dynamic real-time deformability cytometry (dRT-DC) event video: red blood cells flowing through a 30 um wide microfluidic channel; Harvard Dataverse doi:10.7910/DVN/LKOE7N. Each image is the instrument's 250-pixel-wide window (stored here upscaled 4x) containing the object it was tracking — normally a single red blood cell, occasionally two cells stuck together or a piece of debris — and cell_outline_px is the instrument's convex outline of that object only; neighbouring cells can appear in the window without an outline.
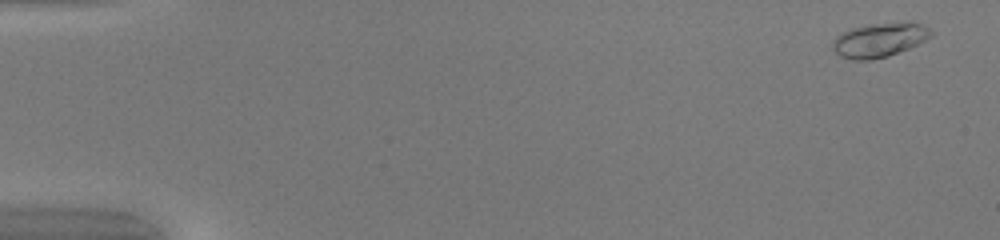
{"species": "common noctule bat (a hibernating species)", "species_latin": "Nyctalus noctula", "temperature_condition": "warm", "stored_images_in_passage": 45, "camera_frame_rate_fps": 3000, "um_per_image_px": 0.085, "animal": {"sex": "female", "body_mass_g": 20.0, "forearm_length_mm": 54.0}, "frame": {"image": 1, "passage_image": 3, "time_ms": 0.667, "image_size_px": [1000, 240], "cell_outline_px": [[932, 36], [908, 48], [888, 56], [872, 60], [852, 60], [840, 56], [832, 48], [832, 40], [836, 36], [848, 28], [872, 24], [920, 24], [928, 28], [932, 32]], "centroid_in_image_um": [74.65, 3.43], "position_along_channel_um": 10.3, "area_um2": 19.13}}
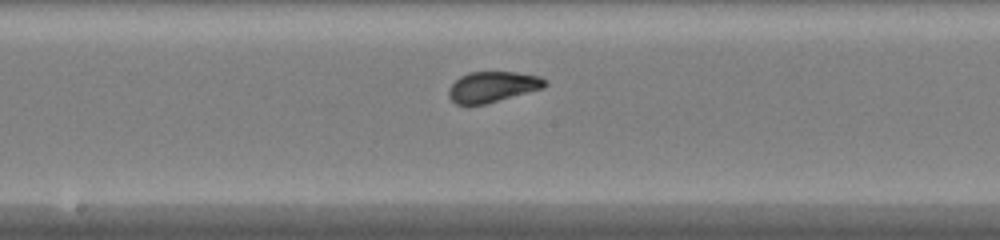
{"frame": {"image": 2, "passage_image": 28, "time_ms": 9.0, "image_size_px": [1000, 240], "cell_outline_px": [[548, 84], [544, 88], [484, 104], [456, 104], [448, 96], [448, 92], [452, 84], [460, 76], [468, 72], [516, 72], [540, 76], [548, 80]], "centroid_in_image_um": [41.9, 7.36], "position_along_channel_um": 206.3, "area_um2": 17.17}}
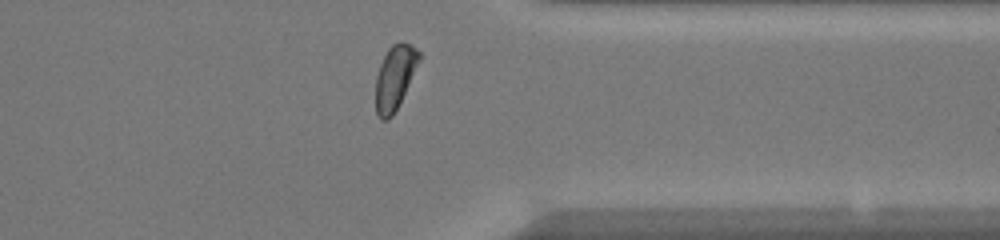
{"frame": {"image": 3, "passage_image": 41, "time_ms": 13.333, "image_size_px": [1000, 240], "cell_outline_px": [[420, 60], [392, 116], [388, 120], [380, 120], [376, 112], [376, 76], [380, 64], [388, 48], [392, 44], [412, 44], [420, 52]], "centroid_in_image_um": [33.54, 6.58], "position_along_channel_um": 377.9, "area_um2": 15.78}, "authors_computed_cell_mechanics": {"area_um2": 17.629, "velocity_mm_per_s": 4.1206, "shape_relaxation_time_tau1_ms": 5.9849, "shape_relaxation_time_tau2_ms": 1.1319, "deformation_change_tau1": 0.3145, "deformation_change_tau2": 0.0814}}